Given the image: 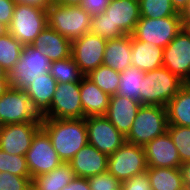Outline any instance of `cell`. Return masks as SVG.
I'll list each match as a JSON object with an SVG mask.
<instances>
[{
    "mask_svg": "<svg viewBox=\"0 0 190 190\" xmlns=\"http://www.w3.org/2000/svg\"><path fill=\"white\" fill-rule=\"evenodd\" d=\"M41 128L48 134L54 150L63 163H69L88 143L85 118H42Z\"/></svg>",
    "mask_w": 190,
    "mask_h": 190,
    "instance_id": "obj_1",
    "label": "cell"
},
{
    "mask_svg": "<svg viewBox=\"0 0 190 190\" xmlns=\"http://www.w3.org/2000/svg\"><path fill=\"white\" fill-rule=\"evenodd\" d=\"M46 12L47 26L70 41L90 32L91 15L81 5L52 3Z\"/></svg>",
    "mask_w": 190,
    "mask_h": 190,
    "instance_id": "obj_2",
    "label": "cell"
},
{
    "mask_svg": "<svg viewBox=\"0 0 190 190\" xmlns=\"http://www.w3.org/2000/svg\"><path fill=\"white\" fill-rule=\"evenodd\" d=\"M184 84L165 67L146 72L140 90L141 105L166 106Z\"/></svg>",
    "mask_w": 190,
    "mask_h": 190,
    "instance_id": "obj_3",
    "label": "cell"
},
{
    "mask_svg": "<svg viewBox=\"0 0 190 190\" xmlns=\"http://www.w3.org/2000/svg\"><path fill=\"white\" fill-rule=\"evenodd\" d=\"M167 127L165 106L141 105L125 140L131 144L144 146L157 136L163 135Z\"/></svg>",
    "mask_w": 190,
    "mask_h": 190,
    "instance_id": "obj_4",
    "label": "cell"
},
{
    "mask_svg": "<svg viewBox=\"0 0 190 190\" xmlns=\"http://www.w3.org/2000/svg\"><path fill=\"white\" fill-rule=\"evenodd\" d=\"M51 63L47 56L31 45L24 46L20 59L6 73L9 87L24 90L32 81L39 78L40 75L48 73Z\"/></svg>",
    "mask_w": 190,
    "mask_h": 190,
    "instance_id": "obj_5",
    "label": "cell"
},
{
    "mask_svg": "<svg viewBox=\"0 0 190 190\" xmlns=\"http://www.w3.org/2000/svg\"><path fill=\"white\" fill-rule=\"evenodd\" d=\"M47 26V12L25 4H16L8 32L24 46L31 45Z\"/></svg>",
    "mask_w": 190,
    "mask_h": 190,
    "instance_id": "obj_6",
    "label": "cell"
},
{
    "mask_svg": "<svg viewBox=\"0 0 190 190\" xmlns=\"http://www.w3.org/2000/svg\"><path fill=\"white\" fill-rule=\"evenodd\" d=\"M183 28L181 16L140 17L131 34L135 39L165 48Z\"/></svg>",
    "mask_w": 190,
    "mask_h": 190,
    "instance_id": "obj_7",
    "label": "cell"
},
{
    "mask_svg": "<svg viewBox=\"0 0 190 190\" xmlns=\"http://www.w3.org/2000/svg\"><path fill=\"white\" fill-rule=\"evenodd\" d=\"M107 171L121 183L147 171L143 146L125 142L117 151L108 156Z\"/></svg>",
    "mask_w": 190,
    "mask_h": 190,
    "instance_id": "obj_8",
    "label": "cell"
},
{
    "mask_svg": "<svg viewBox=\"0 0 190 190\" xmlns=\"http://www.w3.org/2000/svg\"><path fill=\"white\" fill-rule=\"evenodd\" d=\"M41 121L42 116L34 108L24 90L10 87L0 97L1 125Z\"/></svg>",
    "mask_w": 190,
    "mask_h": 190,
    "instance_id": "obj_9",
    "label": "cell"
},
{
    "mask_svg": "<svg viewBox=\"0 0 190 190\" xmlns=\"http://www.w3.org/2000/svg\"><path fill=\"white\" fill-rule=\"evenodd\" d=\"M25 157L31 179L48 173L63 163L54 150L48 134L42 128L33 136Z\"/></svg>",
    "mask_w": 190,
    "mask_h": 190,
    "instance_id": "obj_10",
    "label": "cell"
},
{
    "mask_svg": "<svg viewBox=\"0 0 190 190\" xmlns=\"http://www.w3.org/2000/svg\"><path fill=\"white\" fill-rule=\"evenodd\" d=\"M106 43V39L90 32L71 41V56L84 76L103 65Z\"/></svg>",
    "mask_w": 190,
    "mask_h": 190,
    "instance_id": "obj_11",
    "label": "cell"
},
{
    "mask_svg": "<svg viewBox=\"0 0 190 190\" xmlns=\"http://www.w3.org/2000/svg\"><path fill=\"white\" fill-rule=\"evenodd\" d=\"M50 111H53V114ZM42 118H83L80 82L57 83L50 107Z\"/></svg>",
    "mask_w": 190,
    "mask_h": 190,
    "instance_id": "obj_12",
    "label": "cell"
},
{
    "mask_svg": "<svg viewBox=\"0 0 190 190\" xmlns=\"http://www.w3.org/2000/svg\"><path fill=\"white\" fill-rule=\"evenodd\" d=\"M85 120L88 143L101 153L109 156L126 142L125 136L105 116H90Z\"/></svg>",
    "mask_w": 190,
    "mask_h": 190,
    "instance_id": "obj_13",
    "label": "cell"
},
{
    "mask_svg": "<svg viewBox=\"0 0 190 190\" xmlns=\"http://www.w3.org/2000/svg\"><path fill=\"white\" fill-rule=\"evenodd\" d=\"M163 67L184 83H190V32L182 28L164 48Z\"/></svg>",
    "mask_w": 190,
    "mask_h": 190,
    "instance_id": "obj_14",
    "label": "cell"
},
{
    "mask_svg": "<svg viewBox=\"0 0 190 190\" xmlns=\"http://www.w3.org/2000/svg\"><path fill=\"white\" fill-rule=\"evenodd\" d=\"M41 128V122L15 123L2 125L0 149L11 155L25 156L33 136Z\"/></svg>",
    "mask_w": 190,
    "mask_h": 190,
    "instance_id": "obj_15",
    "label": "cell"
},
{
    "mask_svg": "<svg viewBox=\"0 0 190 190\" xmlns=\"http://www.w3.org/2000/svg\"><path fill=\"white\" fill-rule=\"evenodd\" d=\"M143 148L147 167L181 169L179 153L167 131L146 143Z\"/></svg>",
    "mask_w": 190,
    "mask_h": 190,
    "instance_id": "obj_16",
    "label": "cell"
},
{
    "mask_svg": "<svg viewBox=\"0 0 190 190\" xmlns=\"http://www.w3.org/2000/svg\"><path fill=\"white\" fill-rule=\"evenodd\" d=\"M104 12L120 37L131 35L141 17L138 0H111Z\"/></svg>",
    "mask_w": 190,
    "mask_h": 190,
    "instance_id": "obj_17",
    "label": "cell"
},
{
    "mask_svg": "<svg viewBox=\"0 0 190 190\" xmlns=\"http://www.w3.org/2000/svg\"><path fill=\"white\" fill-rule=\"evenodd\" d=\"M75 177L89 178L107 172L108 156L87 143L71 159Z\"/></svg>",
    "mask_w": 190,
    "mask_h": 190,
    "instance_id": "obj_18",
    "label": "cell"
},
{
    "mask_svg": "<svg viewBox=\"0 0 190 190\" xmlns=\"http://www.w3.org/2000/svg\"><path fill=\"white\" fill-rule=\"evenodd\" d=\"M140 107L139 103L130 98L112 95L105 117L126 137Z\"/></svg>",
    "mask_w": 190,
    "mask_h": 190,
    "instance_id": "obj_19",
    "label": "cell"
},
{
    "mask_svg": "<svg viewBox=\"0 0 190 190\" xmlns=\"http://www.w3.org/2000/svg\"><path fill=\"white\" fill-rule=\"evenodd\" d=\"M31 46L47 56L51 62L71 56V41L49 26L42 30Z\"/></svg>",
    "mask_w": 190,
    "mask_h": 190,
    "instance_id": "obj_20",
    "label": "cell"
},
{
    "mask_svg": "<svg viewBox=\"0 0 190 190\" xmlns=\"http://www.w3.org/2000/svg\"><path fill=\"white\" fill-rule=\"evenodd\" d=\"M83 79V80H82ZM110 95L103 92L90 78L83 76L80 81V98L83 118L105 116Z\"/></svg>",
    "mask_w": 190,
    "mask_h": 190,
    "instance_id": "obj_21",
    "label": "cell"
},
{
    "mask_svg": "<svg viewBox=\"0 0 190 190\" xmlns=\"http://www.w3.org/2000/svg\"><path fill=\"white\" fill-rule=\"evenodd\" d=\"M131 64L141 71L149 72L163 67L164 48L144 41H139L131 35Z\"/></svg>",
    "mask_w": 190,
    "mask_h": 190,
    "instance_id": "obj_22",
    "label": "cell"
},
{
    "mask_svg": "<svg viewBox=\"0 0 190 190\" xmlns=\"http://www.w3.org/2000/svg\"><path fill=\"white\" fill-rule=\"evenodd\" d=\"M131 53V35H124L116 39L107 40L103 65L122 72L132 66Z\"/></svg>",
    "mask_w": 190,
    "mask_h": 190,
    "instance_id": "obj_23",
    "label": "cell"
},
{
    "mask_svg": "<svg viewBox=\"0 0 190 190\" xmlns=\"http://www.w3.org/2000/svg\"><path fill=\"white\" fill-rule=\"evenodd\" d=\"M57 82L50 72L40 75L32 81L25 89V93L32 101L34 108L42 116L50 107L56 90Z\"/></svg>",
    "mask_w": 190,
    "mask_h": 190,
    "instance_id": "obj_24",
    "label": "cell"
},
{
    "mask_svg": "<svg viewBox=\"0 0 190 190\" xmlns=\"http://www.w3.org/2000/svg\"><path fill=\"white\" fill-rule=\"evenodd\" d=\"M165 107L168 125L190 127V83H185Z\"/></svg>",
    "mask_w": 190,
    "mask_h": 190,
    "instance_id": "obj_25",
    "label": "cell"
},
{
    "mask_svg": "<svg viewBox=\"0 0 190 190\" xmlns=\"http://www.w3.org/2000/svg\"><path fill=\"white\" fill-rule=\"evenodd\" d=\"M75 178L72 166L62 163L56 169L32 179V190H62Z\"/></svg>",
    "mask_w": 190,
    "mask_h": 190,
    "instance_id": "obj_26",
    "label": "cell"
},
{
    "mask_svg": "<svg viewBox=\"0 0 190 190\" xmlns=\"http://www.w3.org/2000/svg\"><path fill=\"white\" fill-rule=\"evenodd\" d=\"M151 190H185L183 174L179 168L147 167Z\"/></svg>",
    "mask_w": 190,
    "mask_h": 190,
    "instance_id": "obj_27",
    "label": "cell"
},
{
    "mask_svg": "<svg viewBox=\"0 0 190 190\" xmlns=\"http://www.w3.org/2000/svg\"><path fill=\"white\" fill-rule=\"evenodd\" d=\"M145 72L130 66L120 72L117 94L132 99L141 105L140 90Z\"/></svg>",
    "mask_w": 190,
    "mask_h": 190,
    "instance_id": "obj_28",
    "label": "cell"
},
{
    "mask_svg": "<svg viewBox=\"0 0 190 190\" xmlns=\"http://www.w3.org/2000/svg\"><path fill=\"white\" fill-rule=\"evenodd\" d=\"M24 45L9 32L0 37V66L7 73L20 59Z\"/></svg>",
    "mask_w": 190,
    "mask_h": 190,
    "instance_id": "obj_29",
    "label": "cell"
},
{
    "mask_svg": "<svg viewBox=\"0 0 190 190\" xmlns=\"http://www.w3.org/2000/svg\"><path fill=\"white\" fill-rule=\"evenodd\" d=\"M49 72L57 83L80 82L84 76L72 56L53 61Z\"/></svg>",
    "mask_w": 190,
    "mask_h": 190,
    "instance_id": "obj_30",
    "label": "cell"
},
{
    "mask_svg": "<svg viewBox=\"0 0 190 190\" xmlns=\"http://www.w3.org/2000/svg\"><path fill=\"white\" fill-rule=\"evenodd\" d=\"M86 76L90 78L103 92L110 96L117 94L118 83L120 82V72L101 65L95 70H92Z\"/></svg>",
    "mask_w": 190,
    "mask_h": 190,
    "instance_id": "obj_31",
    "label": "cell"
},
{
    "mask_svg": "<svg viewBox=\"0 0 190 190\" xmlns=\"http://www.w3.org/2000/svg\"><path fill=\"white\" fill-rule=\"evenodd\" d=\"M141 17L164 18L181 16L173 7L171 0H138Z\"/></svg>",
    "mask_w": 190,
    "mask_h": 190,
    "instance_id": "obj_32",
    "label": "cell"
},
{
    "mask_svg": "<svg viewBox=\"0 0 190 190\" xmlns=\"http://www.w3.org/2000/svg\"><path fill=\"white\" fill-rule=\"evenodd\" d=\"M167 132L177 148L181 163L190 162V127L168 125Z\"/></svg>",
    "mask_w": 190,
    "mask_h": 190,
    "instance_id": "obj_33",
    "label": "cell"
},
{
    "mask_svg": "<svg viewBox=\"0 0 190 190\" xmlns=\"http://www.w3.org/2000/svg\"><path fill=\"white\" fill-rule=\"evenodd\" d=\"M0 172H8L19 177H30L26 157L11 155L0 149Z\"/></svg>",
    "mask_w": 190,
    "mask_h": 190,
    "instance_id": "obj_34",
    "label": "cell"
},
{
    "mask_svg": "<svg viewBox=\"0 0 190 190\" xmlns=\"http://www.w3.org/2000/svg\"><path fill=\"white\" fill-rule=\"evenodd\" d=\"M90 33L99 35L106 40L116 39L120 37L114 31L113 24L105 12L91 16Z\"/></svg>",
    "mask_w": 190,
    "mask_h": 190,
    "instance_id": "obj_35",
    "label": "cell"
},
{
    "mask_svg": "<svg viewBox=\"0 0 190 190\" xmlns=\"http://www.w3.org/2000/svg\"><path fill=\"white\" fill-rule=\"evenodd\" d=\"M0 190H32V179L0 172Z\"/></svg>",
    "mask_w": 190,
    "mask_h": 190,
    "instance_id": "obj_36",
    "label": "cell"
},
{
    "mask_svg": "<svg viewBox=\"0 0 190 190\" xmlns=\"http://www.w3.org/2000/svg\"><path fill=\"white\" fill-rule=\"evenodd\" d=\"M91 190H121V182L108 171L87 178Z\"/></svg>",
    "mask_w": 190,
    "mask_h": 190,
    "instance_id": "obj_37",
    "label": "cell"
},
{
    "mask_svg": "<svg viewBox=\"0 0 190 190\" xmlns=\"http://www.w3.org/2000/svg\"><path fill=\"white\" fill-rule=\"evenodd\" d=\"M121 190H151L147 172L138 174L121 183Z\"/></svg>",
    "mask_w": 190,
    "mask_h": 190,
    "instance_id": "obj_38",
    "label": "cell"
},
{
    "mask_svg": "<svg viewBox=\"0 0 190 190\" xmlns=\"http://www.w3.org/2000/svg\"><path fill=\"white\" fill-rule=\"evenodd\" d=\"M111 0H83L81 6L91 16L104 12Z\"/></svg>",
    "mask_w": 190,
    "mask_h": 190,
    "instance_id": "obj_39",
    "label": "cell"
},
{
    "mask_svg": "<svg viewBox=\"0 0 190 190\" xmlns=\"http://www.w3.org/2000/svg\"><path fill=\"white\" fill-rule=\"evenodd\" d=\"M15 5L14 0H0V23L9 26Z\"/></svg>",
    "mask_w": 190,
    "mask_h": 190,
    "instance_id": "obj_40",
    "label": "cell"
},
{
    "mask_svg": "<svg viewBox=\"0 0 190 190\" xmlns=\"http://www.w3.org/2000/svg\"><path fill=\"white\" fill-rule=\"evenodd\" d=\"M62 190H91L87 178L75 177Z\"/></svg>",
    "mask_w": 190,
    "mask_h": 190,
    "instance_id": "obj_41",
    "label": "cell"
},
{
    "mask_svg": "<svg viewBox=\"0 0 190 190\" xmlns=\"http://www.w3.org/2000/svg\"><path fill=\"white\" fill-rule=\"evenodd\" d=\"M14 2L15 4L34 6L45 11H47V8L52 4V0H14Z\"/></svg>",
    "mask_w": 190,
    "mask_h": 190,
    "instance_id": "obj_42",
    "label": "cell"
},
{
    "mask_svg": "<svg viewBox=\"0 0 190 190\" xmlns=\"http://www.w3.org/2000/svg\"><path fill=\"white\" fill-rule=\"evenodd\" d=\"M185 190H190V162L181 165Z\"/></svg>",
    "mask_w": 190,
    "mask_h": 190,
    "instance_id": "obj_43",
    "label": "cell"
},
{
    "mask_svg": "<svg viewBox=\"0 0 190 190\" xmlns=\"http://www.w3.org/2000/svg\"><path fill=\"white\" fill-rule=\"evenodd\" d=\"M182 26L184 29L190 27V0L187 7L181 12Z\"/></svg>",
    "mask_w": 190,
    "mask_h": 190,
    "instance_id": "obj_44",
    "label": "cell"
},
{
    "mask_svg": "<svg viewBox=\"0 0 190 190\" xmlns=\"http://www.w3.org/2000/svg\"><path fill=\"white\" fill-rule=\"evenodd\" d=\"M173 7L178 13L181 12L187 7L189 0H171Z\"/></svg>",
    "mask_w": 190,
    "mask_h": 190,
    "instance_id": "obj_45",
    "label": "cell"
},
{
    "mask_svg": "<svg viewBox=\"0 0 190 190\" xmlns=\"http://www.w3.org/2000/svg\"><path fill=\"white\" fill-rule=\"evenodd\" d=\"M83 0H52V3H57L61 5H81Z\"/></svg>",
    "mask_w": 190,
    "mask_h": 190,
    "instance_id": "obj_46",
    "label": "cell"
},
{
    "mask_svg": "<svg viewBox=\"0 0 190 190\" xmlns=\"http://www.w3.org/2000/svg\"><path fill=\"white\" fill-rule=\"evenodd\" d=\"M7 77H0V97L9 89Z\"/></svg>",
    "mask_w": 190,
    "mask_h": 190,
    "instance_id": "obj_47",
    "label": "cell"
},
{
    "mask_svg": "<svg viewBox=\"0 0 190 190\" xmlns=\"http://www.w3.org/2000/svg\"><path fill=\"white\" fill-rule=\"evenodd\" d=\"M8 32V27L0 23V37L5 35Z\"/></svg>",
    "mask_w": 190,
    "mask_h": 190,
    "instance_id": "obj_48",
    "label": "cell"
},
{
    "mask_svg": "<svg viewBox=\"0 0 190 190\" xmlns=\"http://www.w3.org/2000/svg\"><path fill=\"white\" fill-rule=\"evenodd\" d=\"M0 77H7L5 70L0 66Z\"/></svg>",
    "mask_w": 190,
    "mask_h": 190,
    "instance_id": "obj_49",
    "label": "cell"
}]
</instances>
